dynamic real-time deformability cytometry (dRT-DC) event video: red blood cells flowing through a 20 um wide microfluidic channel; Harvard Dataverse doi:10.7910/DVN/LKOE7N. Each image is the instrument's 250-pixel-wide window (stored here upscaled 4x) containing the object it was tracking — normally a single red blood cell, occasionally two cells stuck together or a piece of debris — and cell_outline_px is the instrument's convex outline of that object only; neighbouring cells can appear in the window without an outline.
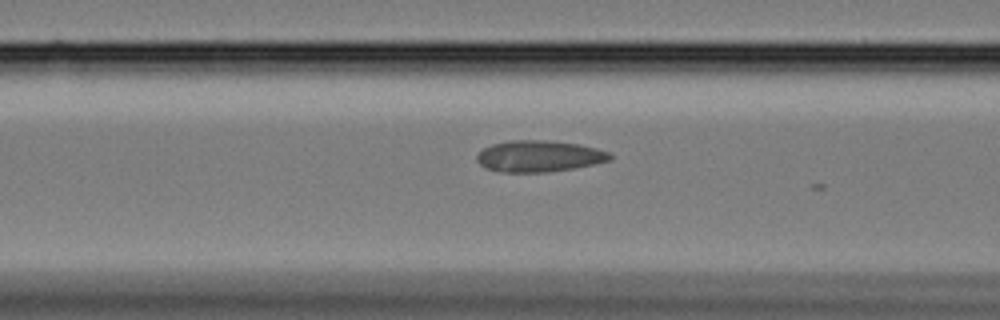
{"species": "Egyptian fruit bat (a non-hibernating species)", "species_latin": "Rousettus aegyptiacus", "temperature_condition": "cold", "stored_images_in_passage": 5, "camera_frame_rate_fps": 3000, "um_per_image_px": 0.085, "animal": {"sex": "female"}, "frame": {"image": 1, "passage_image": 3, "time_ms": 0.667, "image_size_px": [1000, 320], "cell_outline_px": [[612, 160], [572, 168], [544, 172], [500, 172], [484, 168], [476, 160], [476, 156], [484, 148], [492, 144], [512, 140], [544, 140], [580, 144], [612, 152]], "centroid_in_image_um": [45.82, 13.27], "position_along_channel_um": 120.8, "area_um2": 24.33}}